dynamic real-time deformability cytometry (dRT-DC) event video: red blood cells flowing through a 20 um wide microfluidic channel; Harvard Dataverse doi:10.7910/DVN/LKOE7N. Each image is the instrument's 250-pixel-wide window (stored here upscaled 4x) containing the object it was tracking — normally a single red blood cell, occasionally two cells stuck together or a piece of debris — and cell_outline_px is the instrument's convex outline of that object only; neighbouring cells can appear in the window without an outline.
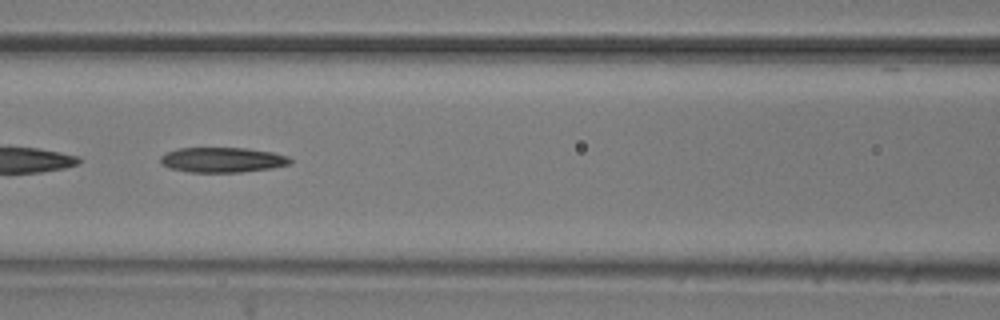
{"species": "common noctule bat (a hibernating species)", "species_latin": "Nyctalus noctula", "temperature_condition": "room temperature", "stored_images_in_passage": 51, "camera_frame_rate_fps": 3000, "um_per_image_px": 0.085, "animal": {"sex": "male", "body_mass_g": 20.5, "forearm_length_mm": 52.5}, "frame": {"image": 1, "passage_image": 22, "time_ms": 7.0, "image_size_px": [1000, 320], "cell_outline_px": [[292, 164], [272, 168], [240, 172], [188, 172], [168, 168], [160, 160], [160, 156], [168, 152], [180, 148], [248, 148], [272, 152], [288, 156], [292, 160]], "centroid_in_image_um": [18.94, 13.59], "position_along_channel_um": 147.7, "area_um2": 18.96}, "authors_computed_cell_mechanics": {"area_um2": 19.363, "velocity_mm_per_s": 3.8556, "shape_relaxation_time_tau1_ms": 7.4654, "shape_relaxation_time_tau2_ms": null, "deformation_change_tau1": 0.1894, "deformation_change_tau2": null}}